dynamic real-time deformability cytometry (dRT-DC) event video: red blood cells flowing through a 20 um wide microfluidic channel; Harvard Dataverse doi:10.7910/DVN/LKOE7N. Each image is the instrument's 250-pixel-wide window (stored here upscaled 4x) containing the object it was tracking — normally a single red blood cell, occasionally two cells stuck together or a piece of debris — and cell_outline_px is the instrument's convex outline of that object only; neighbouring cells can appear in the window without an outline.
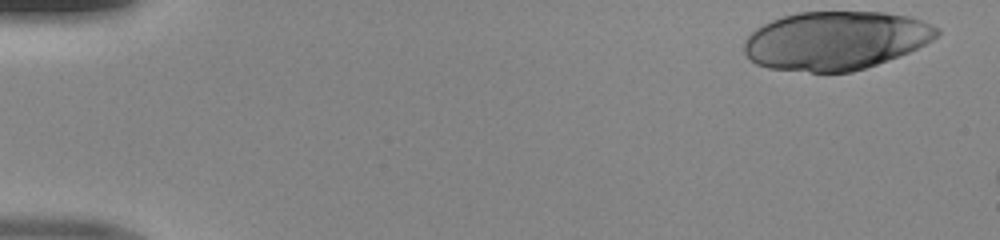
{"species": "human", "species_latin": "Homo sapiens", "temperature_condition": "room temperature", "stored_images_in_passage": 9, "camera_frame_rate_fps": 3000, "um_per_image_px": 0.085, "donor": {"sex": "male"}, "frame": {"image": 1, "passage_image": 1, "time_ms": 0.0, "image_size_px": [1000, 240], "cell_outline_px": [[940, 32], [932, 40], [908, 52], [888, 60], [852, 72], [812, 72], [768, 68], [756, 64], [744, 52], [744, 40], [756, 28], [772, 20], [784, 16], [800, 12], [884, 12], [908, 16], [932, 24], [940, 28]], "centroid_in_image_um": [71.03, 3.44], "position_along_channel_um": 14.0, "area_um2": 65.55}}